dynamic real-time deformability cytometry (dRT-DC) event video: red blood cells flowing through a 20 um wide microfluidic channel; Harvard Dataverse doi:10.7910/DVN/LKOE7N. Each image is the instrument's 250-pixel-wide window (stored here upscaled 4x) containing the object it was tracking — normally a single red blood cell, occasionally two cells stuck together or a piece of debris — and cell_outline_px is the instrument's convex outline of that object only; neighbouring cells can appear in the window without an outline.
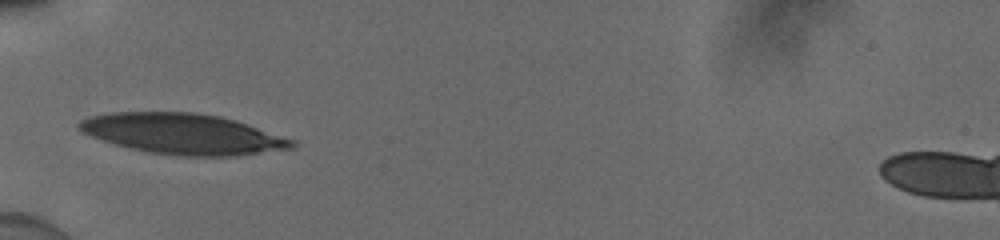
{"species": "human", "species_latin": "Homo sapiens", "temperature_condition": "cold", "stored_images_in_passage": 33, "camera_frame_rate_fps": 3000, "um_per_image_px": 0.085, "donor": {"sex": "male"}, "frame": {"image": 1, "passage_image": 1, "time_ms": 0.0, "image_size_px": [1000, 240], "cell_outline_px": [[296, 144], [292, 148], [236, 156], [180, 156], [148, 152], [116, 144], [92, 136], [84, 132], [76, 124], [80, 120], [92, 116], [112, 112], [196, 112], [220, 116], [296, 140]], "centroid_in_image_um": [15.56, 11.38], "position_along_channel_um": 69.4, "area_um2": 49.82}}
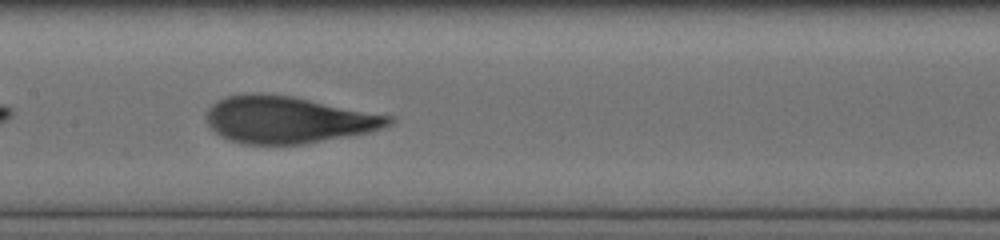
{"frame": {"image": 2, "passage_image": 10, "time_ms": 3.0, "image_size_px": [1000, 240], "cell_outline_px": [[396, 120], [392, 124], [384, 128], [368, 132], [304, 144], [244, 144], [228, 140], [220, 136], [208, 124], [208, 108], [212, 104], [228, 96], [256, 92], [260, 92], [292, 96], [396, 116]], "centroid_in_image_um": [24.54, 10.17], "position_along_channel_um": 182.9, "area_um2": 50.05}}
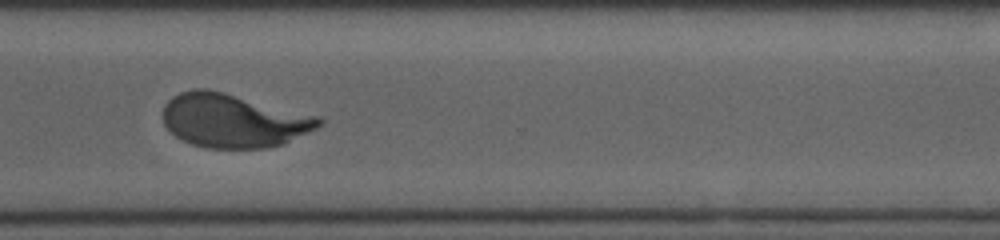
{"frame": {"image": 3, "passage_image": 23, "time_ms": 7.333, "image_size_px": [1000, 240], "cell_outline_px": [[324, 120], [316, 128], [284, 144], [264, 148], [204, 148], [192, 144], [176, 136], [164, 124], [164, 104], [172, 96], [180, 92], [192, 88], [208, 88], [320, 116]], "centroid_in_image_um": [19.84, 10.24], "position_along_channel_um": 350.8, "area_um2": 48.84}, "authors_computed_cell_mechanics": {"area_um2": 49.6502, "velocity_mm_per_s": 3.8895, "shape_relaxation_time_tau1_ms": 4.4315, "shape_relaxation_time_tau2_ms": null, "deformation_change_tau1": 0.1936, "deformation_change_tau2": null}}